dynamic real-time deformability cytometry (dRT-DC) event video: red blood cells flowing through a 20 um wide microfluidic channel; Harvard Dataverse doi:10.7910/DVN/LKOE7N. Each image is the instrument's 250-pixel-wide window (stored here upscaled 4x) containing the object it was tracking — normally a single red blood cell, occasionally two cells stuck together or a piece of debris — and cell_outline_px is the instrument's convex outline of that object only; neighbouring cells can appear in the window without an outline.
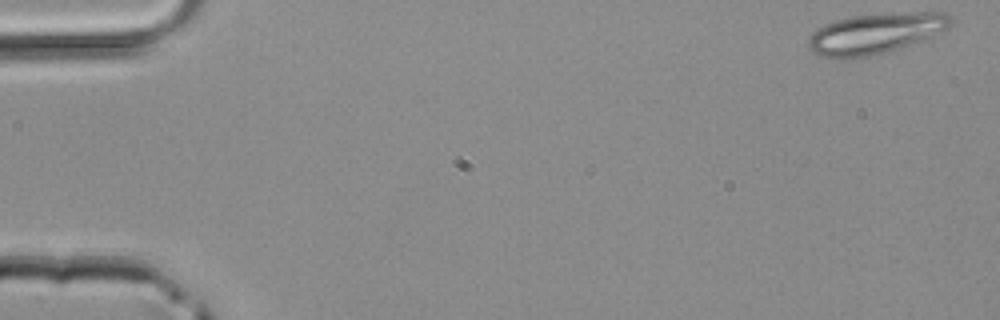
{"species": "common noctule bat (a hibernating species)", "species_latin": "Nyctalus noctula", "temperature_condition": "room temperature", "stored_images_in_passage": 44, "camera_frame_rate_fps": 3000, "um_per_image_px": 0.085, "animal": {"sex": "male", "body_mass_g": 20.4}, "frame": {"image": 1, "passage_image": 1, "time_ms": 0.0, "image_size_px": [1000, 320], "cell_outline_px": [[956, 20], [948, 28], [924, 40], [876, 56], [820, 56], [812, 52], [808, 48], [808, 40], [812, 32], [816, 28], [824, 24], [836, 20], [852, 16], [916, 12], [944, 12], [952, 16]], "centroid_in_image_um": [74.47, 2.83], "position_along_channel_um": 10.5, "area_um2": 33.52}}
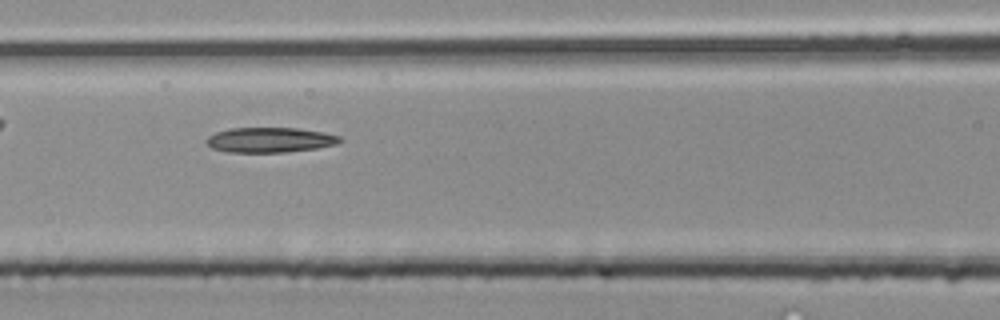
{"frame": {"image": 2, "passage_image": 19, "time_ms": 6.0, "image_size_px": [1000, 320], "cell_outline_px": [[344, 140], [340, 144], [316, 148], [284, 152], [228, 152], [212, 148], [204, 140], [208, 136], [216, 132], [232, 128], [300, 128], [324, 132], [340, 136]], "centroid_in_image_um": [22.99, 11.89], "position_along_channel_um": 143.6, "area_um2": 19.59}}
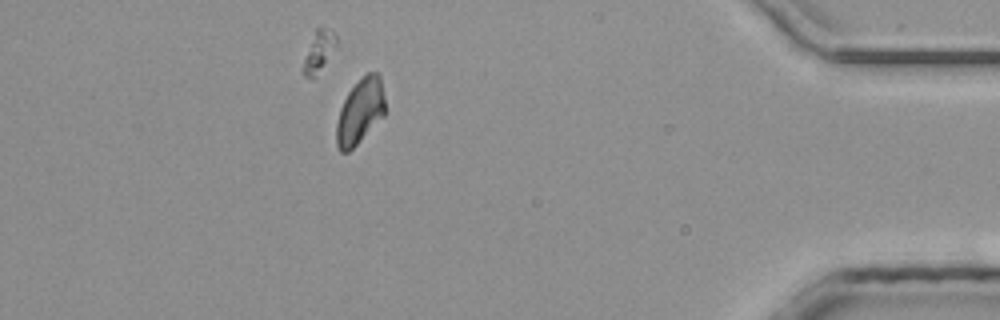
{"frame": {"image": 3, "passage_image": 39, "time_ms": 12.667, "image_size_px": [1000, 320], "cell_outline_px": [[384, 116], [348, 152], [340, 152], [336, 144], [336, 124], [340, 108], [348, 92], [368, 72], [376, 72], [380, 76], [384, 96]], "centroid_in_image_um": [30.59, 9.48], "position_along_channel_um": 404.6, "area_um2": 18.15}}